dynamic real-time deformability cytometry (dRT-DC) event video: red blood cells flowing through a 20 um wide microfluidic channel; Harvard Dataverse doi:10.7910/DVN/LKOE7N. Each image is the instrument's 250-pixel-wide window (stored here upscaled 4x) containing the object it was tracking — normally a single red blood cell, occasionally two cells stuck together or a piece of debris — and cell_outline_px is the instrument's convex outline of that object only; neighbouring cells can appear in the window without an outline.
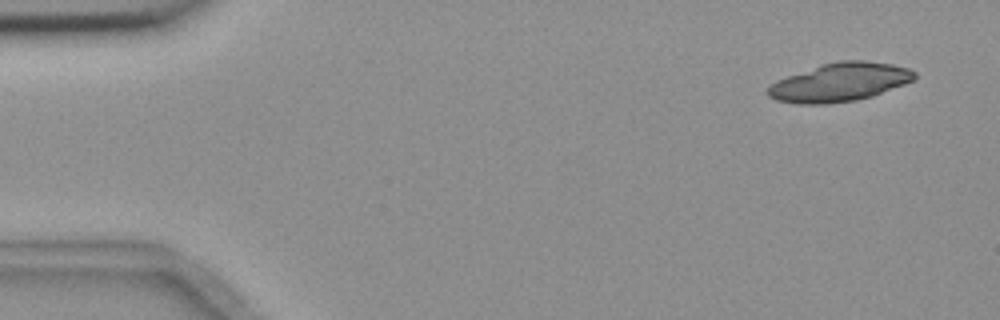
{"species": "common noctule bat (a hibernating species)", "species_latin": "Nyctalus noctula", "temperature_condition": "room temperature", "stored_images_in_passage": 4, "camera_frame_rate_fps": 3000, "um_per_image_px": 0.085, "animal": {"sex": "female", "body_mass_g": 18.4}, "frame": {"image": 1, "passage_image": 1, "time_ms": 0.0, "image_size_px": [1000, 320], "cell_outline_px": [[916, 80], [872, 96], [856, 100], [828, 104], [796, 104], [776, 100], [768, 96], [764, 92], [768, 84], [776, 80], [824, 64], [840, 60], [864, 60], [892, 64], [908, 68], [916, 72]], "centroid_in_image_um": [71.36, 7.0], "position_along_channel_um": 13.6, "area_um2": 33.06}}